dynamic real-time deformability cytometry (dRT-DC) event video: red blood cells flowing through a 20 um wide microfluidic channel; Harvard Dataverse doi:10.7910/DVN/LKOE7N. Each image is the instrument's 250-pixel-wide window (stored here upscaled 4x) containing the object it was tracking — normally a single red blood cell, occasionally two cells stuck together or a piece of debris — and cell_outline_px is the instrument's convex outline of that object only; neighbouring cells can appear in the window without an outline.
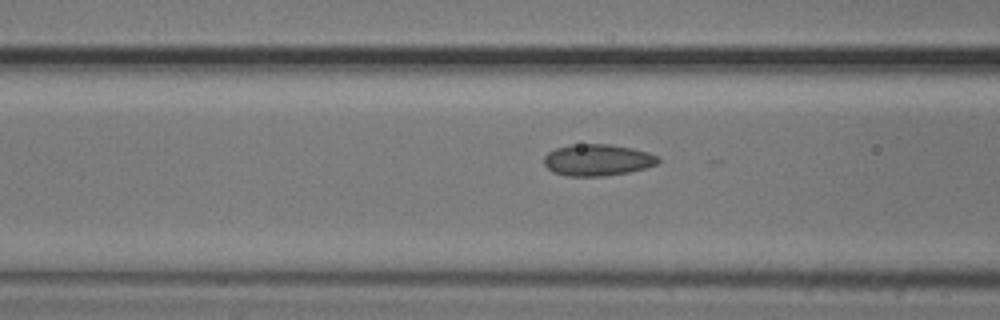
{"species": "common noctule bat (a hibernating species)", "species_latin": "Nyctalus noctula", "temperature_condition": "cold", "stored_images_in_passage": 16, "camera_frame_rate_fps": 3000, "um_per_image_px": 0.085, "animal": {"sex": "male", "body_mass_g": 20.5, "forearm_length_mm": 52.5}, "frame": {"image": 1, "passage_image": 14, "time_ms": 4.333, "image_size_px": [1000, 320], "cell_outline_px": [[660, 160], [656, 164], [644, 168], [628, 172], [604, 176], [568, 176], [552, 172], [544, 164], [544, 156], [548, 152], [556, 148], [568, 144], [608, 144], [632, 148], [648, 152], [656, 156]], "centroid_in_image_um": [50.75, 13.59], "position_along_channel_um": 115.9, "area_um2": 20.98}}